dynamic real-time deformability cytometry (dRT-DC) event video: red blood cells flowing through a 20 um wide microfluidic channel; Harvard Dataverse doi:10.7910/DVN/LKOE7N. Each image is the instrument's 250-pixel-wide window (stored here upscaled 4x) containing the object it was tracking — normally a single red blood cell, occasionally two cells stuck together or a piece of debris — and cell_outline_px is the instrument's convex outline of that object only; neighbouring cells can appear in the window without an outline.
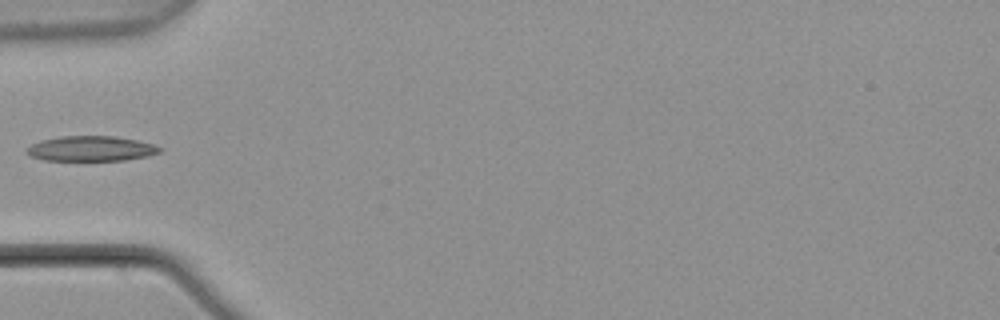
{"species": "common noctule bat (a hibernating species)", "species_latin": "Nyctalus noctula", "temperature_condition": "warm", "stored_images_in_passage": 7, "camera_frame_rate_fps": 3000, "um_per_image_px": 0.085, "animal": {"sex": "male", "body_mass_g": 21.5, "forearm_length_mm": 52.0}, "frame": {"image": 1, "passage_image": 7, "time_ms": 2.0, "image_size_px": [1000, 320], "cell_outline_px": [[164, 148], [160, 152], [148, 156], [124, 160], [44, 160], [32, 156], [24, 152], [24, 148], [40, 140], [60, 136], [112, 136], [136, 140], [152, 144]], "centroid_in_image_um": [7.71, 12.63], "position_along_channel_um": 77.3, "area_um2": 19.48}}